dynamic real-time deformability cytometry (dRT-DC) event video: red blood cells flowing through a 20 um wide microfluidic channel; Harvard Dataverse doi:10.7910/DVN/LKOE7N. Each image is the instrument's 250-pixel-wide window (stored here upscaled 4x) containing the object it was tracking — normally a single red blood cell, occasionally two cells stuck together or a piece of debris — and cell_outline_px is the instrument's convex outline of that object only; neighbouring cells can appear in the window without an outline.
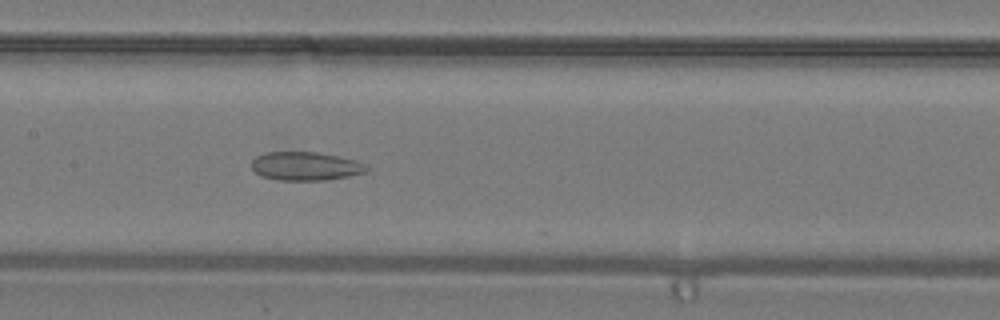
{"species": "common noctule bat (a hibernating species)", "species_latin": "Nyctalus noctula", "temperature_condition": "warm", "stored_images_in_passage": 31, "camera_frame_rate_fps": 3000, "um_per_image_px": 0.085, "animal": {"sex": "male", "body_mass_g": 19.2, "forearm_length_mm": 51.8}, "frame": {"image": 1, "passage_image": 12, "time_ms": 3.667, "image_size_px": [1000, 320], "cell_outline_px": [[368, 172], [348, 176], [324, 180], [280, 180], [264, 176], [256, 172], [252, 168], [252, 160], [256, 156], [268, 152], [316, 152], [356, 160], [368, 164]], "centroid_in_image_um": [26.02, 14.12], "position_along_channel_um": 181.4, "area_um2": 19.02}}
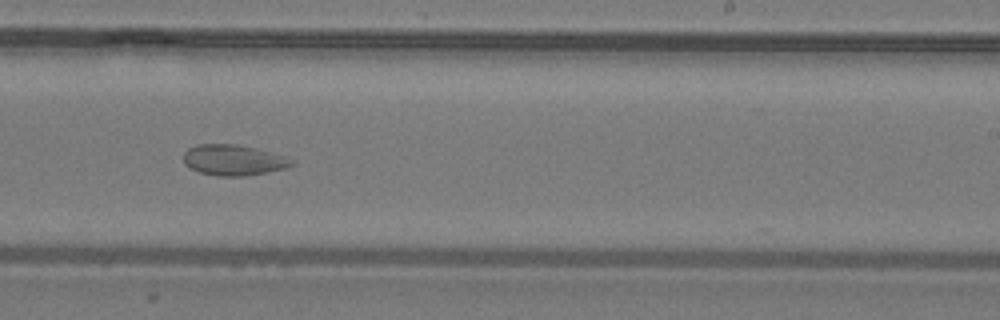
{"frame": {"image": 2, "passage_image": 17, "time_ms": 5.333, "image_size_px": [1000, 320], "cell_outline_px": [[296, 164], [284, 168], [268, 172], [244, 176], [220, 176], [200, 172], [188, 168], [184, 164], [184, 152], [188, 148], [196, 144], [236, 144], [256, 148], [284, 156], [296, 160]], "centroid_in_image_um": [19.84, 13.6], "position_along_channel_um": 269.2, "area_um2": 19.48}}
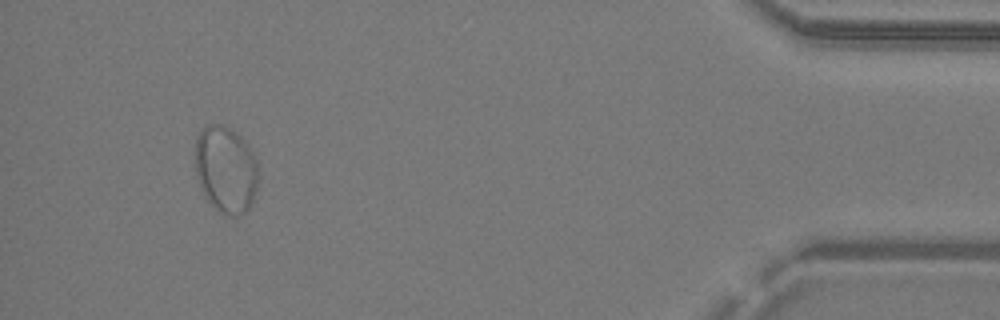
{"frame": {"image": 3, "passage_image": 29, "time_ms": 9.333, "image_size_px": [1000, 320], "cell_outline_px": [[256, 188], [252, 200], [248, 208], [240, 216], [224, 216], [204, 196], [196, 176], [196, 136], [208, 124], [224, 124], [236, 132], [240, 136], [252, 152], [256, 160]], "centroid_in_image_um": [19.16, 14.4], "position_along_channel_um": 416.0, "area_um2": 31.67}}